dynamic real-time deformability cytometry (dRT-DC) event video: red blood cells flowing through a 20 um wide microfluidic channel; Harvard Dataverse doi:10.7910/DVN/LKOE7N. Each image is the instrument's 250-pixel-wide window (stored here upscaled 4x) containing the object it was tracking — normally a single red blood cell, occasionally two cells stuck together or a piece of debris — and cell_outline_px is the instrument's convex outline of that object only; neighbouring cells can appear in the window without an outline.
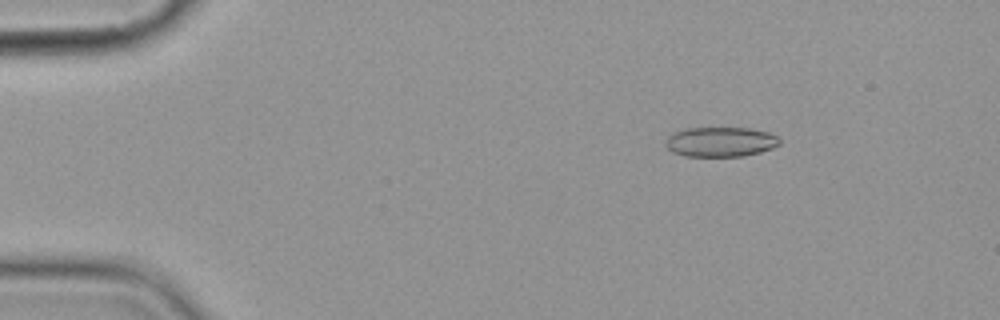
{"species": "common noctule bat (a hibernating species)", "species_latin": "Nyctalus noctula", "temperature_condition": "cold", "stored_images_in_passage": 8, "camera_frame_rate_fps": 3000, "um_per_image_px": 0.085, "animal": {"sex": "female", "body_mass_g": 19.9}, "frame": {"image": 1, "passage_image": 2, "time_ms": 2.333, "image_size_px": [1000, 320], "cell_outline_px": [[780, 144], [772, 148], [760, 152], [744, 156], [684, 156], [672, 152], [664, 144], [664, 140], [668, 136], [676, 132], [688, 128], [748, 128], [768, 132], [776, 136], [780, 140]], "centroid_in_image_um": [61.23, 12.06], "position_along_channel_um": 23.8, "area_um2": 19.77}}
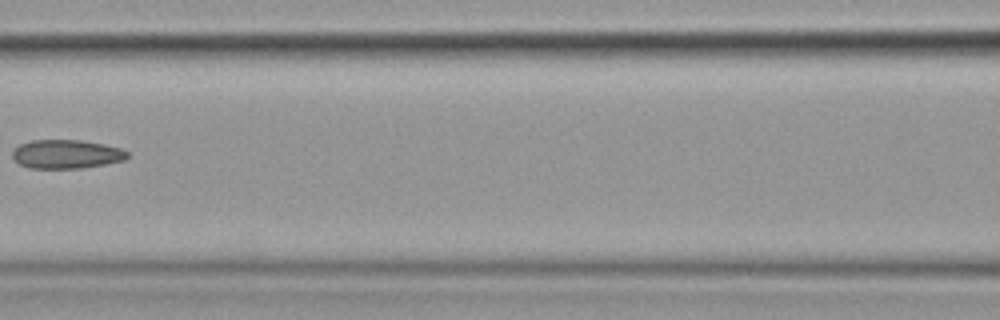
{"frame": {"image": 2, "passage_image": 7, "time_ms": 8.333, "image_size_px": [1000, 320], "cell_outline_px": [[128, 156], [124, 160], [104, 164], [80, 168], [28, 168], [20, 164], [12, 156], [12, 152], [20, 144], [32, 140], [80, 140], [104, 144], [120, 148], [128, 152]], "centroid_in_image_um": [5.64, 13.1], "position_along_channel_um": 161.0, "area_um2": 19.13}}
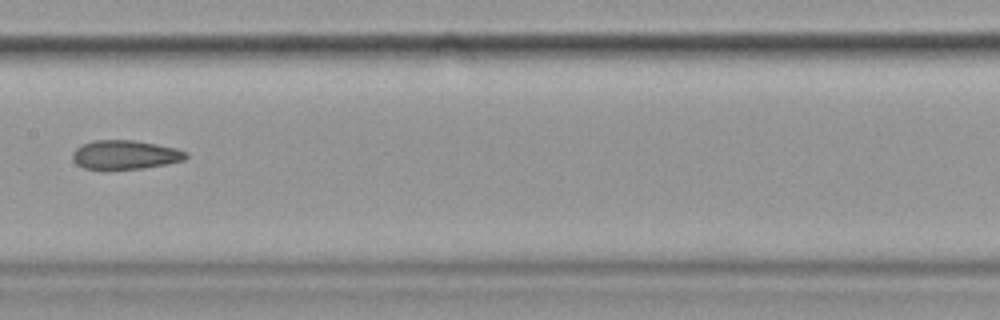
{"frame": {"image": 3, "passage_image": 8, "time_ms": 9.333, "image_size_px": [1000, 320], "cell_outline_px": [[188, 156], [184, 160], [144, 168], [84, 168], [76, 164], [72, 160], [72, 152], [76, 148], [92, 140], [136, 140], [176, 148], [188, 152]], "centroid_in_image_um": [10.64, 13.13], "position_along_channel_um": 196.8, "area_um2": 18.96}}